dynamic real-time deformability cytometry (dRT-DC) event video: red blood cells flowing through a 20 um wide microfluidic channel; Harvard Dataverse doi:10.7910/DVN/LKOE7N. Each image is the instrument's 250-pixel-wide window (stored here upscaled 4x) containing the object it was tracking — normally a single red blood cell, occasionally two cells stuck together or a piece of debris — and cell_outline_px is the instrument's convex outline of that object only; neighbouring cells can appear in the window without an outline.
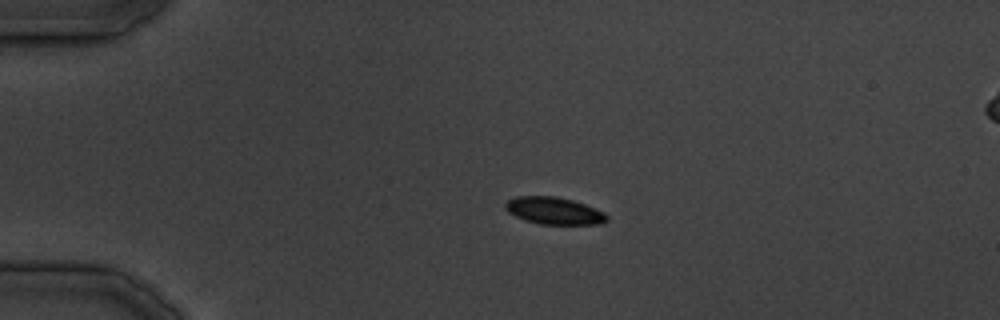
{"species": "common noctule bat (a hibernating species)", "species_latin": "Nyctalus noctula", "temperature_condition": "cold", "stored_images_in_passage": 30, "camera_frame_rate_fps": 3000, "um_per_image_px": 0.085, "animal": {"sex": "male", "body_mass_g": 19.5, "forearm_length_mm": 54.6}, "frame": {"image": 1, "passage_image": 1, "time_ms": 0.0, "image_size_px": [1000, 320], "cell_outline_px": [[608, 220], [600, 224], [540, 224], [524, 220], [508, 212], [504, 208], [504, 204], [508, 200], [516, 196], [556, 196], [572, 200], [584, 204], [604, 212], [608, 216]], "centroid_in_image_um": [47.07, 17.91], "position_along_channel_um": 37.9, "area_um2": 16.07}}
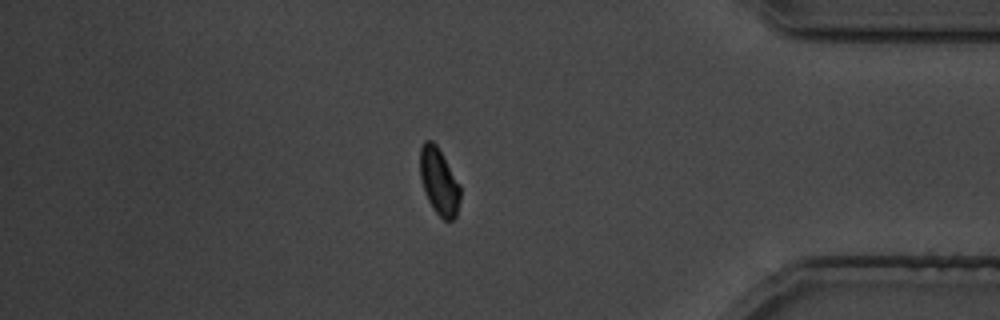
{"frame": {"image": 2, "passage_image": 25, "time_ms": 29.0, "image_size_px": [1000, 320], "cell_outline_px": [[460, 200], [456, 216], [452, 220], [444, 220], [436, 212], [428, 200], [424, 192], [420, 176], [420, 148], [424, 140], [432, 140], [436, 144], [460, 184]], "centroid_in_image_um": [37.31, 15.41], "position_along_channel_um": 397.9, "area_um2": 15.61}}
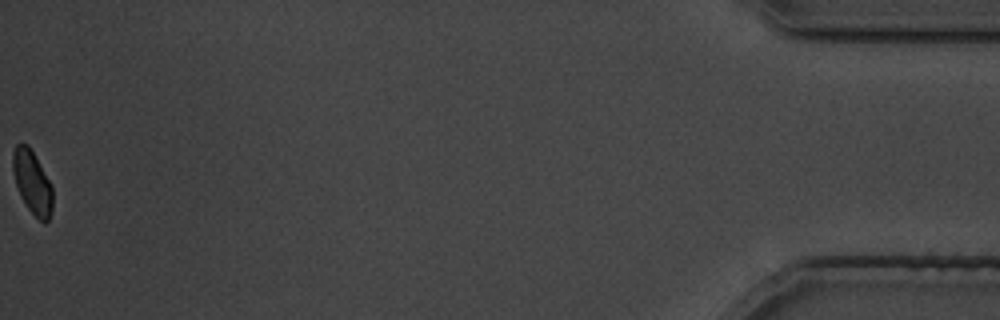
{"frame": {"image": 3, "passage_image": 30, "time_ms": 35.667, "image_size_px": [1000, 320], "cell_outline_px": [[52, 212], [48, 220], [44, 224], [28, 208], [20, 196], [12, 172], [12, 152], [16, 144], [28, 144], [52, 184]], "centroid_in_image_um": [2.74, 15.48], "position_along_channel_um": 432.5, "area_um2": 14.74}}